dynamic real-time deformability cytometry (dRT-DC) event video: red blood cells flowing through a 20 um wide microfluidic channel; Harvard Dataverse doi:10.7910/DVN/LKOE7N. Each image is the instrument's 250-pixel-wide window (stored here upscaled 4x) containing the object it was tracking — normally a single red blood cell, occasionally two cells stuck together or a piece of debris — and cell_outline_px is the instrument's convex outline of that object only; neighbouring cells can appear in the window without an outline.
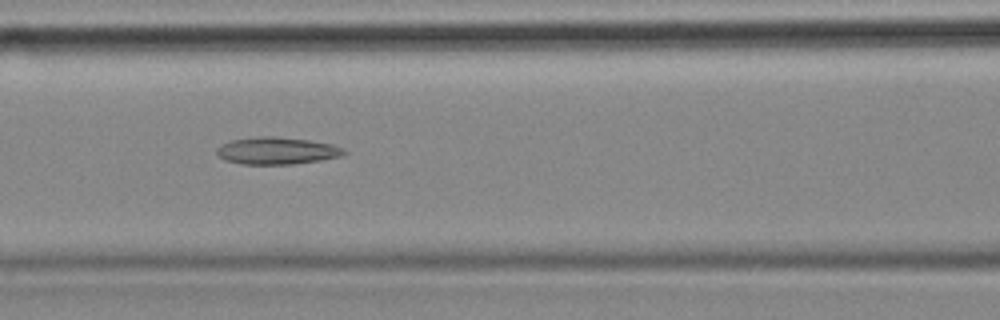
{"species": "common noctule bat (a hibernating species)", "species_latin": "Nyctalus noctula", "temperature_condition": "cold", "stored_images_in_passage": 9, "camera_frame_rate_fps": 3000, "um_per_image_px": 0.085, "animal": {"sex": "female", "body_mass_g": 18.4}, "frame": {"image": 1, "passage_image": 7, "time_ms": 2.0, "image_size_px": [1000, 320], "cell_outline_px": [[348, 152], [340, 156], [320, 160], [292, 164], [240, 164], [224, 160], [216, 152], [216, 148], [232, 140], [256, 136], [272, 136], [308, 140], [332, 144], [344, 148]], "centroid_in_image_um": [23.54, 12.81], "position_along_channel_um": 143.1, "area_um2": 20.06}}
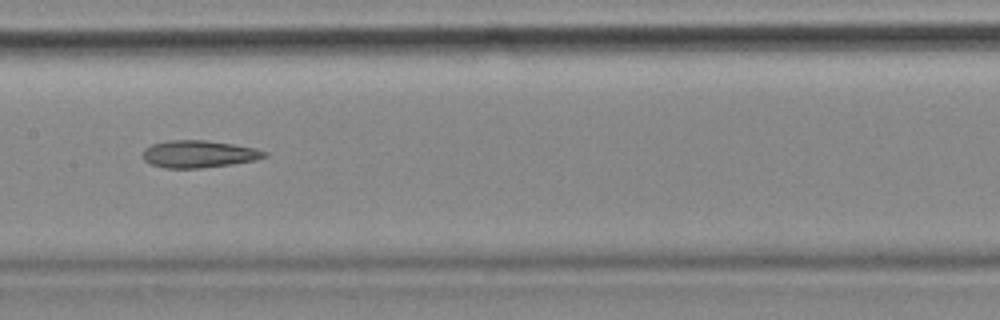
{"frame": {"image": 2, "passage_image": 8, "time_ms": 2.333, "image_size_px": [1000, 320], "cell_outline_px": [[268, 156], [256, 160], [232, 164], [200, 168], [164, 168], [152, 164], [144, 160], [144, 148], [152, 144], [168, 140], [204, 140], [232, 144], [256, 148], [268, 152]], "centroid_in_image_um": [16.92, 13.09], "position_along_channel_um": 190.5, "area_um2": 19.31}}